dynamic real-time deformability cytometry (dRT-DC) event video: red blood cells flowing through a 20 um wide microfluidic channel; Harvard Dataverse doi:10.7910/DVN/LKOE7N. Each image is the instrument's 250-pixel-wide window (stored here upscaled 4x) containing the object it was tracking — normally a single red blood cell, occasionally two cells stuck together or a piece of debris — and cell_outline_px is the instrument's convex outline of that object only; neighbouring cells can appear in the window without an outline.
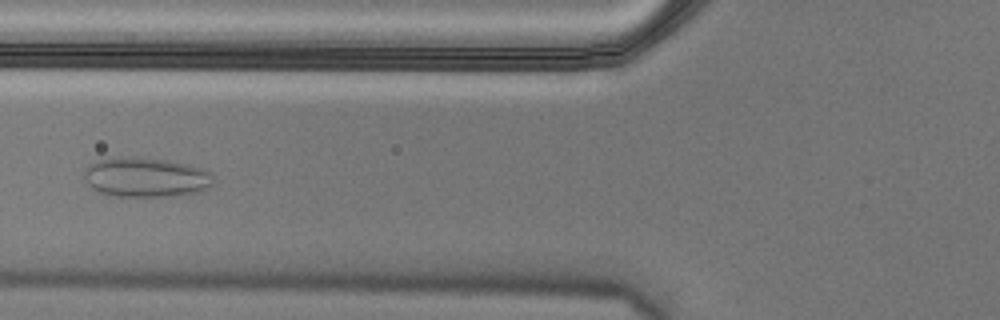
{"species": "Egyptian fruit bat (a non-hibernating species)", "species_latin": "Rousettus aegyptiacus", "temperature_condition": "cold", "stored_images_in_passage": 6, "camera_frame_rate_fps": 3000, "um_per_image_px": 0.085, "animal": {"sex": "male"}, "frame": {"image": 1, "passage_image": 6, "time_ms": 1.667, "image_size_px": [1000, 320], "cell_outline_px": [[216, 184], [200, 192], [176, 196], [116, 196], [100, 192], [92, 188], [84, 180], [84, 168], [88, 164], [96, 160], [120, 156], [136, 156], [168, 160], [188, 164], [212, 172], [216, 180]], "centroid_in_image_um": [12.43, 15.05], "position_along_channel_um": 113.4, "area_um2": 30.63}}